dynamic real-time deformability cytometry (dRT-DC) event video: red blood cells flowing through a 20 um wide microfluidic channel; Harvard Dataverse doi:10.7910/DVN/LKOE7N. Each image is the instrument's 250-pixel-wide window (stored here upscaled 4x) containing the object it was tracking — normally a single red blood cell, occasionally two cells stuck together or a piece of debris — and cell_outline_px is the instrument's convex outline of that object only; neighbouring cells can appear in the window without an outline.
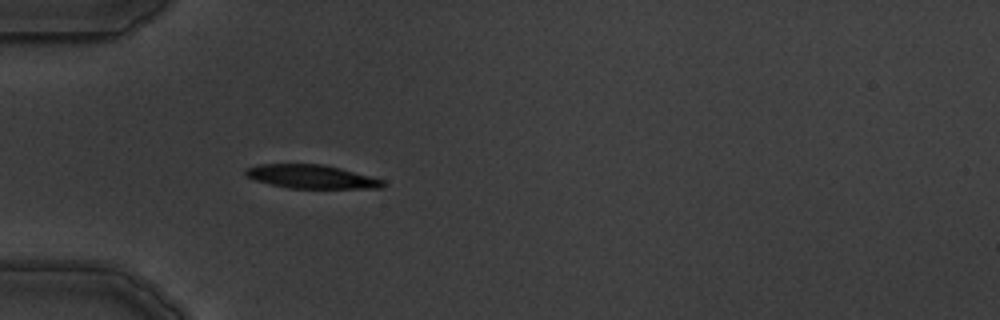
{"species": "common noctule bat (a hibernating species)", "species_latin": "Nyctalus noctula", "temperature_condition": "warm", "stored_images_in_passage": 4, "camera_frame_rate_fps": 3000, "um_per_image_px": 0.085, "animal": {"sex": "male", "body_mass_g": 19.5, "forearm_length_mm": 54.6}, "frame": {"image": 1, "passage_image": 4, "time_ms": 4.333, "image_size_px": [1000, 320], "cell_outline_px": [[384, 188], [288, 188], [256, 180], [244, 176], [244, 168], [260, 164], [324, 164], [340, 168], [384, 180]], "centroid_in_image_um": [26.43, 15.01], "position_along_channel_um": 58.6, "area_um2": 18.84}}